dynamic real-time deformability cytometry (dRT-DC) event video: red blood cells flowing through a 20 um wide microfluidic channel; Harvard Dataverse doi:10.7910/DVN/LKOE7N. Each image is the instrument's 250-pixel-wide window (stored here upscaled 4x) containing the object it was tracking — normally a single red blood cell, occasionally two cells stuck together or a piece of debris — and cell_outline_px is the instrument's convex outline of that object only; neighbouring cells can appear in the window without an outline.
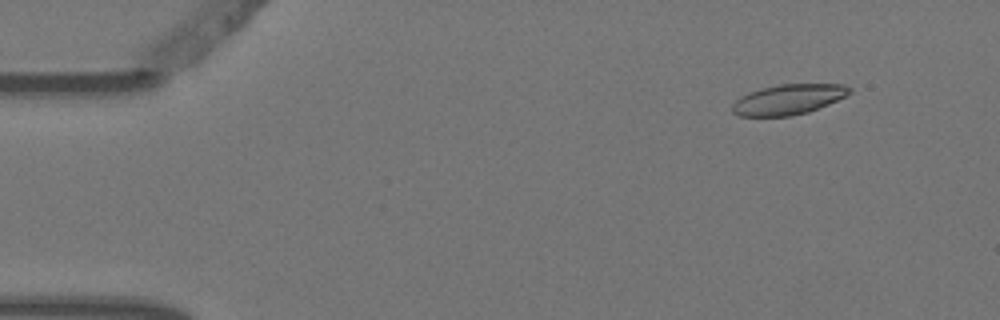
{"species": "Egyptian fruit bat (a non-hibernating species)", "species_latin": "Rousettus aegyptiacus", "temperature_condition": "warm", "stored_images_in_passage": 3, "camera_frame_rate_fps": 3000, "um_per_image_px": 0.085, "animal": {"sex": "female"}, "frame": {"image": 1, "passage_image": 1, "time_ms": 0.0, "image_size_px": [1000, 320], "cell_outline_px": [[852, 92], [828, 104], [808, 112], [792, 116], [740, 116], [732, 112], [732, 104], [740, 96], [748, 92], [760, 88], [780, 84], [844, 84], [852, 88]], "centroid_in_image_um": [66.99, 8.45], "position_along_channel_um": 18.0, "area_um2": 20.69}}